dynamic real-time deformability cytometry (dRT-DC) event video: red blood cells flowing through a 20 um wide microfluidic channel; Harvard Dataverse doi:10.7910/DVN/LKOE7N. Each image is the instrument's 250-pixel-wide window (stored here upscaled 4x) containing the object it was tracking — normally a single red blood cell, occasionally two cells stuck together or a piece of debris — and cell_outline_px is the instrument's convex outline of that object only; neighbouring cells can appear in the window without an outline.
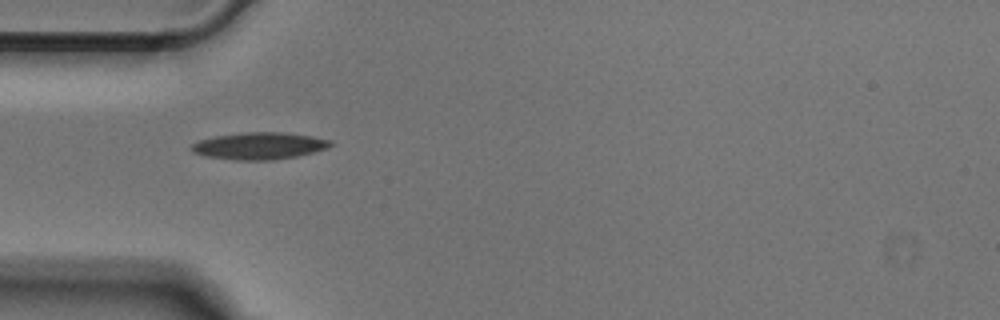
{"species": "Egyptian fruit bat (a non-hibernating species)", "species_latin": "Rousettus aegyptiacus", "temperature_condition": "cold", "stored_images_in_passage": 37, "camera_frame_rate_fps": 3000, "um_per_image_px": 0.085, "animal": {"sex": "male"}, "frame": {"image": 1, "passage_image": 1, "time_ms": 0.0, "image_size_px": [1000, 320], "cell_outline_px": [[336, 144], [328, 148], [316, 152], [296, 156], [272, 160], [236, 160], [204, 156], [192, 152], [188, 148], [192, 144], [200, 140], [216, 136], [244, 132], [284, 132], [312, 136], [332, 140]], "centroid_in_image_um": [22.07, 12.4], "position_along_channel_um": 62.9, "area_um2": 22.14}}
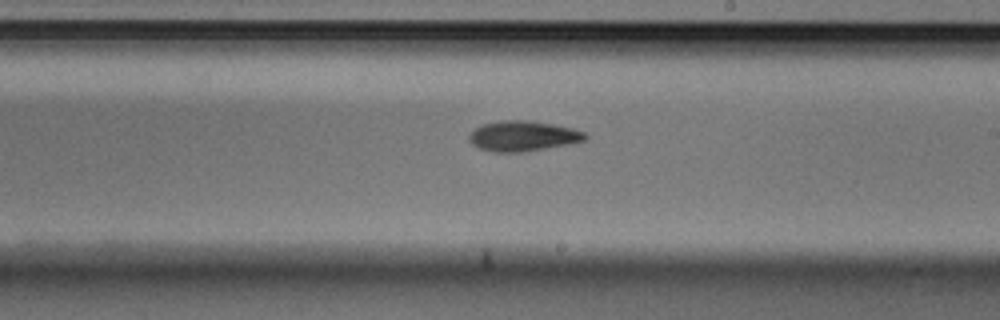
{"frame": {"image": 2, "passage_image": 15, "time_ms": 4.667, "image_size_px": [1000, 320], "cell_outline_px": [[588, 136], [584, 140], [572, 144], [524, 152], [492, 152], [480, 148], [472, 144], [468, 140], [468, 136], [476, 128], [484, 124], [500, 120], [524, 120], [552, 124], [572, 128], [584, 132]], "centroid_in_image_um": [44.46, 11.57], "position_along_channel_um": 244.5, "area_um2": 20.46}}
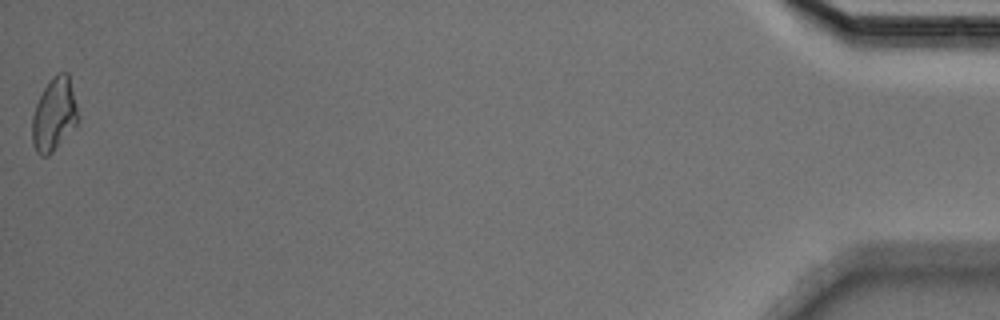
{"frame": {"image": 3, "passage_image": 37, "time_ms": 12.0, "image_size_px": [1000, 320], "cell_outline_px": [[80, 116], [76, 124], [52, 152], [48, 156], [40, 156], [36, 152], [32, 144], [32, 116], [36, 104], [44, 88], [52, 76], [56, 72], [68, 72]], "centroid_in_image_um": [4.6, 9.72], "position_along_channel_um": 430.6, "area_um2": 19.59}}